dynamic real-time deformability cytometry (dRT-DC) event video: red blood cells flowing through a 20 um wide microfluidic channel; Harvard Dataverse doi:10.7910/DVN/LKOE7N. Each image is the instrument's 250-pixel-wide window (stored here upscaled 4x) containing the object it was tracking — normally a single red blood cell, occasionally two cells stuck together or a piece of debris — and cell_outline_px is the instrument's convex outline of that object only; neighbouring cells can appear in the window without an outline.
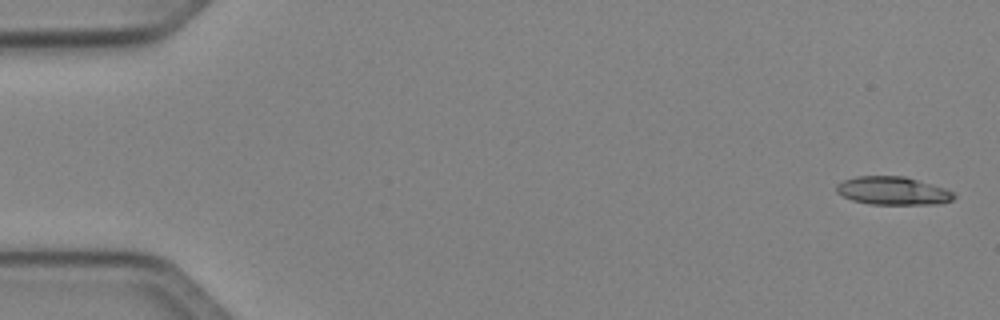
{"species": "Egyptian fruit bat (a non-hibernating species)", "species_latin": "Rousettus aegyptiacus", "temperature_condition": "cold", "stored_images_in_passage": 7, "camera_frame_rate_fps": 3000, "um_per_image_px": 0.085, "animal": {"sex": "female"}, "frame": {"image": 1, "passage_image": 1, "time_ms": 0.0, "image_size_px": [1000, 320], "cell_outline_px": [[956, 196], [952, 200], [936, 204], [868, 204], [852, 200], [836, 192], [836, 184], [844, 180], [856, 176], [904, 176], [944, 188], [952, 192]], "centroid_in_image_um": [75.86, 16.22], "position_along_channel_um": 9.1, "area_um2": 19.13}}
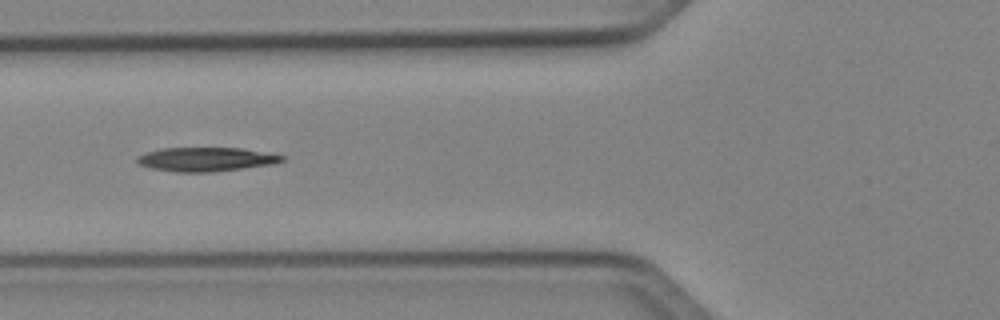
{"frame": {"image": 2, "passage_image": 6, "time_ms": 6.0, "image_size_px": [1000, 320], "cell_outline_px": [[284, 160], [276, 164], [212, 172], [176, 172], [152, 168], [140, 164], [136, 160], [136, 156], [144, 152], [164, 148], [240, 148], [284, 156]], "centroid_in_image_um": [17.49, 13.54], "position_along_channel_um": 108.3, "area_um2": 20.17}}
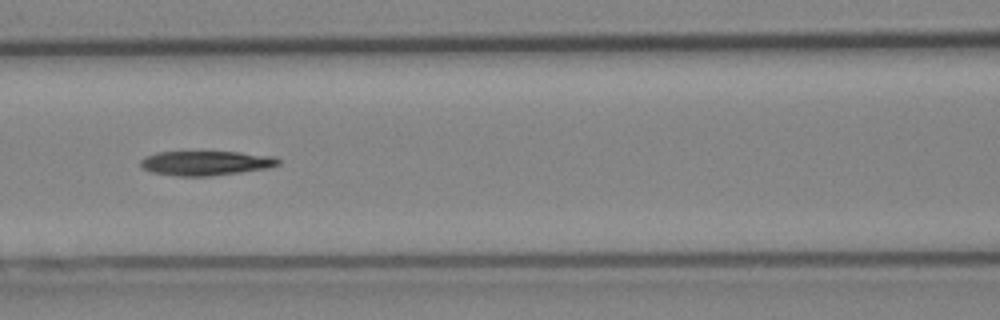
{"frame": {"image": 3, "passage_image": 7, "time_ms": 7.0, "image_size_px": [1000, 320], "cell_outline_px": [[280, 164], [272, 168], [208, 176], [176, 176], [152, 172], [140, 168], [140, 160], [144, 156], [156, 152], [240, 152], [276, 156], [280, 160]], "centroid_in_image_um": [17.51, 13.86], "position_along_channel_um": 149.1, "area_um2": 19.94}}